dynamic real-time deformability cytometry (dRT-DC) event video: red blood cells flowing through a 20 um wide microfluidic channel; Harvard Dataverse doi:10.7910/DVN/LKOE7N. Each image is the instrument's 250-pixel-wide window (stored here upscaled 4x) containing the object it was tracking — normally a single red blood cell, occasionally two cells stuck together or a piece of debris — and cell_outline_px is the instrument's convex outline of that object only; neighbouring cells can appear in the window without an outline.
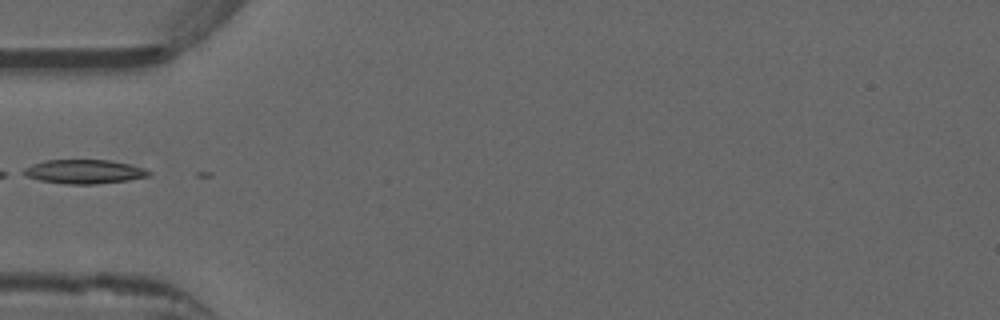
{"species": "common noctule bat (a hibernating species)", "species_latin": "Nyctalus noctula", "temperature_condition": "warm", "stored_images_in_passage": 8, "camera_frame_rate_fps": 3000, "um_per_image_px": 0.085, "animal": {"sex": "male", "forearm_length_mm": 52.5}, "frame": {"image": 1, "passage_image": 1, "time_ms": 0.0, "image_size_px": [1000, 320], "cell_outline_px": [[152, 176], [128, 180], [96, 184], [68, 184], [40, 180], [24, 176], [16, 172], [32, 164], [44, 160], [112, 160], [144, 168], [152, 172]], "centroid_in_image_um": [7.12, 14.59], "position_along_channel_um": 77.9, "area_um2": 17.8}}
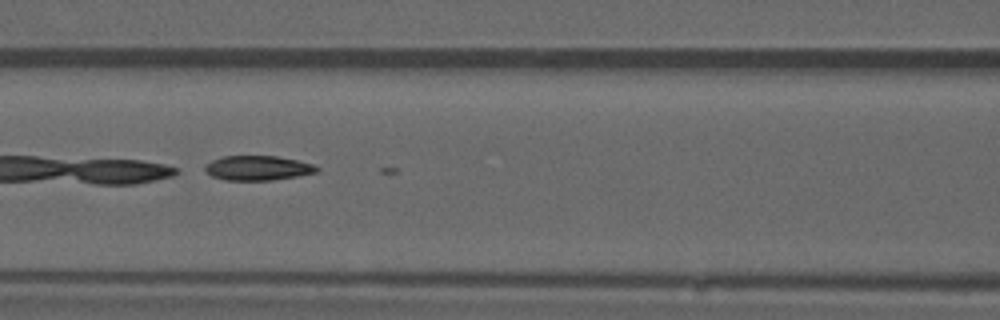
{"frame": {"image": 2, "passage_image": 6, "time_ms": 1.667, "image_size_px": [1000, 320], "cell_outline_px": [[320, 168], [316, 172], [296, 176], [272, 180], [224, 180], [212, 176], [204, 168], [212, 160], [224, 156], [276, 156], [316, 164]], "centroid_in_image_um": [21.94, 14.28], "position_along_channel_um": 144.7, "area_um2": 15.9}}